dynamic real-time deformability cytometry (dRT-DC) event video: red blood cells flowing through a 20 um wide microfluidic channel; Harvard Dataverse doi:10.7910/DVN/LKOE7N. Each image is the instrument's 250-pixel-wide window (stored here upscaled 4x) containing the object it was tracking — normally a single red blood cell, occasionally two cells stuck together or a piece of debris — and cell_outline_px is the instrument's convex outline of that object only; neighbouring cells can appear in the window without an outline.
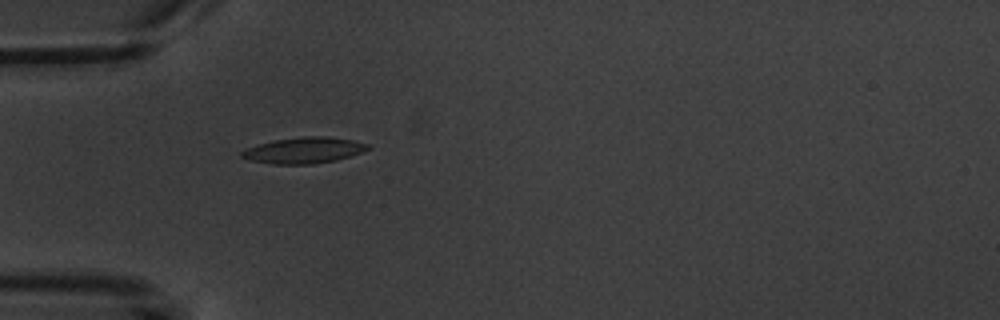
{"species": "common noctule bat (a hibernating species)", "species_latin": "Nyctalus noctula", "temperature_condition": "warm", "stored_images_in_passage": 6, "camera_frame_rate_fps": 3000, "um_per_image_px": 0.085, "animal": {"sex": "male", "body_mass_g": 20.1, "forearm_length_mm": 53.5}, "frame": {"image": 1, "passage_image": 6, "time_ms": 7.0, "image_size_px": [1000, 320], "cell_outline_px": [[372, 148], [336, 160], [312, 164], [272, 164], [248, 160], [240, 156], [240, 152], [248, 148], [260, 144], [276, 140], [300, 136], [328, 136], [352, 140], [368, 144]], "centroid_in_image_um": [25.82, 12.77], "position_along_channel_um": 59.2, "area_um2": 19.02}}